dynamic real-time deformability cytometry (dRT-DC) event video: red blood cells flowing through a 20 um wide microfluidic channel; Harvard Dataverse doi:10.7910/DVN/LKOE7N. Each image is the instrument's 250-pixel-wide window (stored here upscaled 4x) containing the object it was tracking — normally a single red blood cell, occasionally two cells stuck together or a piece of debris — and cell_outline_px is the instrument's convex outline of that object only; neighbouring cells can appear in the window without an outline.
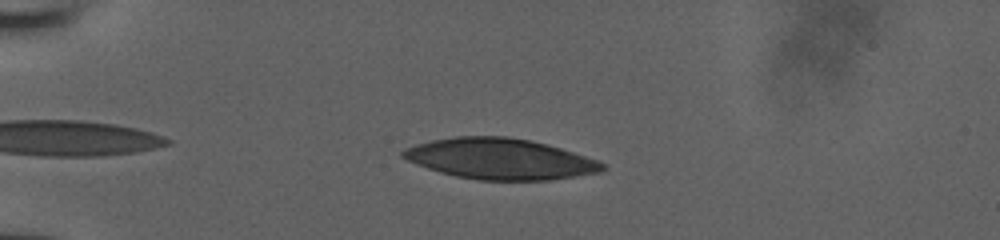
{"species": "human", "species_latin": "Homo sapiens", "temperature_condition": "room temperature", "stored_images_in_passage": 37, "camera_frame_rate_fps": 3000, "um_per_image_px": 0.085, "donor": {"sex": "male"}, "frame": {"image": 1, "passage_image": 5, "time_ms": 1.333, "image_size_px": [1000, 240], "cell_outline_px": [[608, 168], [604, 172], [548, 180], [480, 180], [456, 176], [440, 172], [416, 164], [400, 156], [400, 152], [404, 148], [416, 144], [432, 140], [456, 136], [504, 136], [528, 140], [560, 148], [600, 160], [608, 164]], "centroid_in_image_um": [42.55, 13.51], "position_along_channel_um": 42.5, "area_um2": 47.57}}
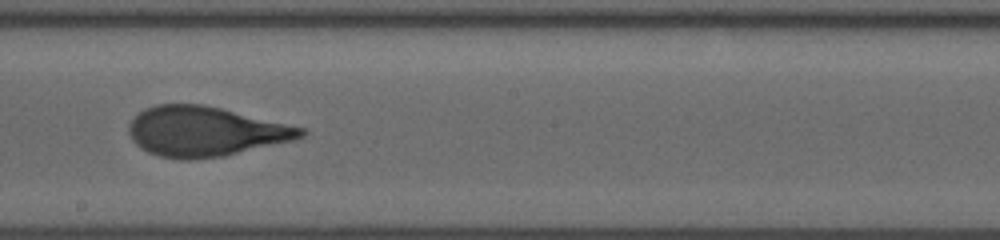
{"frame": {"image": 2, "passage_image": 22, "time_ms": 7.0, "image_size_px": [1000, 240], "cell_outline_px": [[308, 132], [304, 136], [296, 140], [224, 156], [192, 160], [180, 160], [160, 156], [148, 152], [140, 148], [132, 140], [128, 132], [128, 124], [144, 108], [156, 104], [204, 104], [304, 128]], "centroid_in_image_um": [17.43, 11.18], "position_along_channel_um": 230.8, "area_um2": 50.11}}
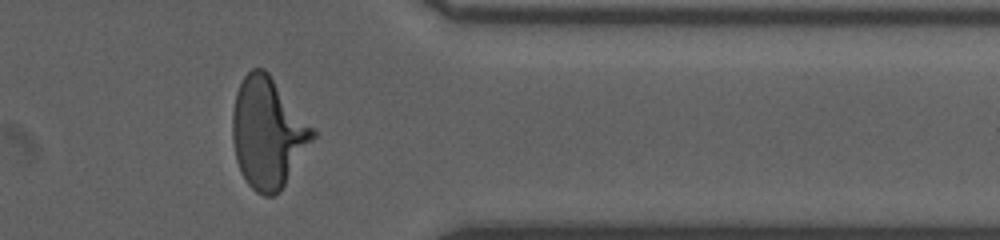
{"frame": {"image": 3, "passage_image": 34, "time_ms": 11.0, "image_size_px": [1000, 240], "cell_outline_px": [[316, 136], [280, 192], [272, 196], [264, 196], [256, 192], [248, 184], [240, 172], [236, 160], [232, 140], [232, 112], [236, 92], [244, 76], [252, 68], [264, 68], [268, 72], [316, 132]], "centroid_in_image_um": [22.74, 11.31], "position_along_channel_um": 388.7, "area_um2": 51.44}}